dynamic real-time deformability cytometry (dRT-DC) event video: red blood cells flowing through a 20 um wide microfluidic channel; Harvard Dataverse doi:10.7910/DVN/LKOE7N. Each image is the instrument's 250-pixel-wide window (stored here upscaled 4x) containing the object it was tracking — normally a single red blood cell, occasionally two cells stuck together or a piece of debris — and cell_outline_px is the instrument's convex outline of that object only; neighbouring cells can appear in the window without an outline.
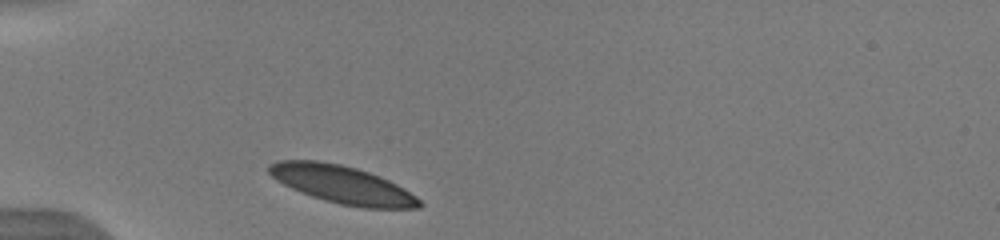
{"species": "human", "species_latin": "Homo sapiens", "temperature_condition": "warm", "stored_images_in_passage": 8, "camera_frame_rate_fps": 3000, "um_per_image_px": 0.085, "donor": {"sex": "male"}, "frame": {"image": 1, "passage_image": 1, "time_ms": 0.0, "image_size_px": [1000, 240], "cell_outline_px": [[424, 204], [420, 208], [364, 208], [340, 204], [324, 200], [312, 196], [292, 188], [276, 180], [268, 172], [268, 164], [276, 160], [316, 160], [340, 164], [356, 168], [380, 176], [404, 188], [416, 196]], "centroid_in_image_um": [29.1, 15.68], "position_along_channel_um": 55.9, "area_um2": 33.06}}
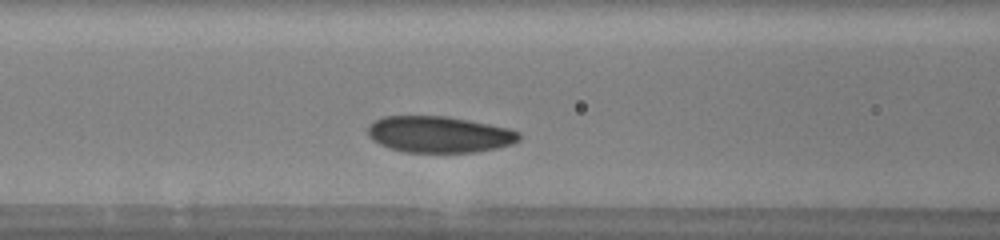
{"frame": {"image": 2, "passage_image": 5, "time_ms": 1.333, "image_size_px": [1000, 240], "cell_outline_px": [[520, 140], [512, 144], [496, 148], [472, 152], [404, 152], [380, 144], [368, 136], [368, 128], [376, 120], [384, 116], [448, 116], [508, 128], [520, 132]], "centroid_in_image_um": [37.35, 11.42], "position_along_channel_um": 129.2, "area_um2": 31.79}}